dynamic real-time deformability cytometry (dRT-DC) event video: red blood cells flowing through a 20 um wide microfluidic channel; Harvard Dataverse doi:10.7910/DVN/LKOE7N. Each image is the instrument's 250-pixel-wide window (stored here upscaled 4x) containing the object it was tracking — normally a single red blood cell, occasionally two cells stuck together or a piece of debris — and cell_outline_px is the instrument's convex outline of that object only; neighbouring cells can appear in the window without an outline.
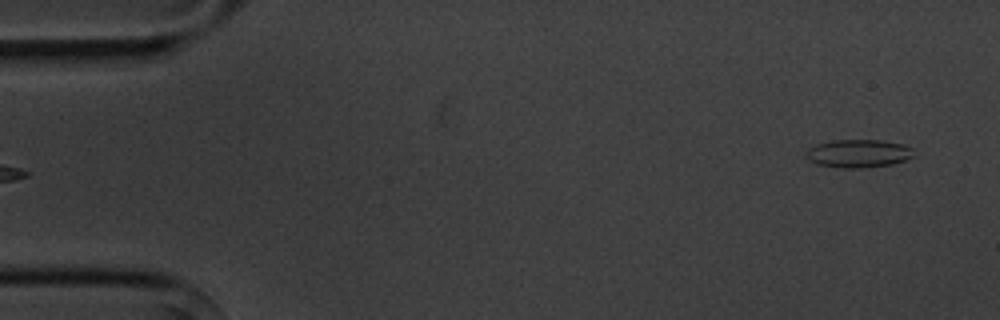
{"species": "common noctule bat (a hibernating species)", "species_latin": "Nyctalus noctula", "temperature_condition": "cold", "stored_images_in_passage": 5, "camera_frame_rate_fps": 3000, "um_per_image_px": 0.085, "animal": {"sex": "male", "body_mass_g": 20.1, "forearm_length_mm": 53.5}, "frame": {"image": 1, "passage_image": 5, "time_ms": 5.333, "image_size_px": [1000, 320], "cell_outline_px": [[916, 156], [892, 164], [864, 168], [840, 168], [816, 164], [808, 160], [804, 156], [808, 148], [816, 144], [832, 140], [880, 140], [904, 144], [912, 148]], "centroid_in_image_um": [72.95, 13.05], "position_along_channel_um": 12.0, "area_um2": 17.92}}